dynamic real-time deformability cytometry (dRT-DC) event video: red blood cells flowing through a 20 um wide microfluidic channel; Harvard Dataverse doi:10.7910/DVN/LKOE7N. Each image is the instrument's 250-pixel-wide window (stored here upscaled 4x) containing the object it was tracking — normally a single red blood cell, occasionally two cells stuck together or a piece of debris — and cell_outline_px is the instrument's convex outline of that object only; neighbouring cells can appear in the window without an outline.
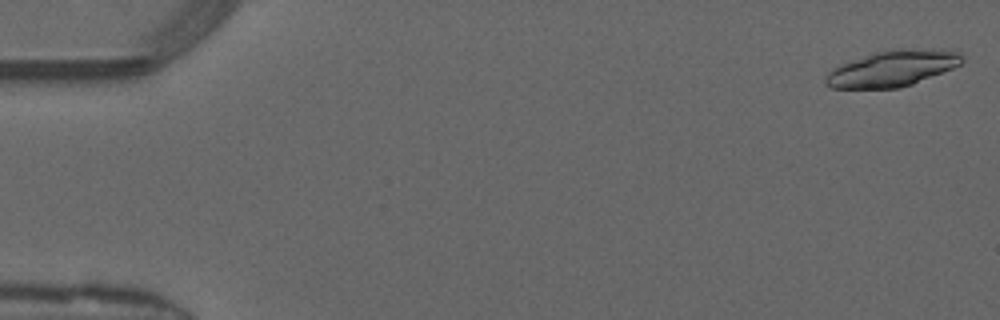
{"species": "common noctule bat (a hibernating species)", "species_latin": "Nyctalus noctula", "temperature_condition": "warm", "stored_images_in_passage": 49, "camera_frame_rate_fps": 3000, "um_per_image_px": 0.085, "animal": {"sex": "male", "forearm_length_mm": 52.5}, "frame": {"image": 1, "passage_image": 1, "time_ms": 0.0, "image_size_px": [1000, 320], "cell_outline_px": [[964, 60], [960, 64], [952, 68], [912, 84], [900, 88], [832, 88], [824, 84], [824, 76], [832, 68], [840, 64], [872, 52], [892, 48], [952, 48], [960, 52], [964, 56]], "centroid_in_image_um": [75.88, 5.78], "position_along_channel_um": 9.1, "area_um2": 29.36}, "authors_computed_cell_mechanics": {"area_um2": 28.6688, "velocity_mm_per_s": 4.1171, "shape_relaxation_time_tau1_ms": 1.7846, "shape_relaxation_time_tau2_ms": null, "deformation_change_tau1": 0.2962, "deformation_change_tau2": null}}